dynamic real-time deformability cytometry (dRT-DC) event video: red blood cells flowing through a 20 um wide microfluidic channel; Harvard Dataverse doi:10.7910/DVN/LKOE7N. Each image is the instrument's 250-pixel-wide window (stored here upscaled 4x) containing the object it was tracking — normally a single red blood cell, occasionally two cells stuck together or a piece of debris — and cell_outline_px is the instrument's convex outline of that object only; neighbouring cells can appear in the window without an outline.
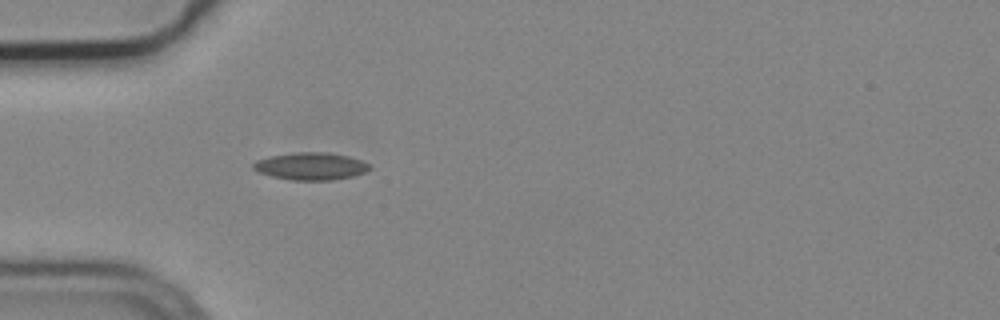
{"species": "common noctule bat (a hibernating species)", "species_latin": "Nyctalus noctula", "temperature_condition": "cold", "stored_images_in_passage": 1, "camera_frame_rate_fps": 3000, "um_per_image_px": 0.085, "animal": {"sex": "male", "body_mass_g": 19.2, "forearm_length_mm": 51.8}, "frame": {"image": 1, "passage_image": 1, "time_ms": 0.0, "image_size_px": [1000, 320], "cell_outline_px": [[372, 168], [364, 172], [352, 176], [332, 180], [292, 180], [272, 176], [260, 172], [252, 168], [252, 164], [256, 160], [268, 156], [296, 152], [328, 152], [348, 156], [360, 160], [368, 164]], "centroid_in_image_um": [26.39, 14.12], "position_along_channel_um": 58.6, "area_um2": 18.5}}